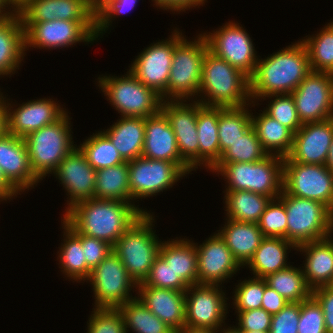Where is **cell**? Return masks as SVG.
Returning a JSON list of instances; mask_svg holds the SVG:
<instances>
[{
	"label": "cell",
	"mask_w": 333,
	"mask_h": 333,
	"mask_svg": "<svg viewBox=\"0 0 333 333\" xmlns=\"http://www.w3.org/2000/svg\"><path fill=\"white\" fill-rule=\"evenodd\" d=\"M198 98L196 101L202 105L212 107L240 108L249 105V77L207 50L202 65Z\"/></svg>",
	"instance_id": "cell-3"
},
{
	"label": "cell",
	"mask_w": 333,
	"mask_h": 333,
	"mask_svg": "<svg viewBox=\"0 0 333 333\" xmlns=\"http://www.w3.org/2000/svg\"><path fill=\"white\" fill-rule=\"evenodd\" d=\"M88 281L93 287L95 308H119L137 297L131 292L133 288L137 289V283L113 251L91 270Z\"/></svg>",
	"instance_id": "cell-10"
},
{
	"label": "cell",
	"mask_w": 333,
	"mask_h": 333,
	"mask_svg": "<svg viewBox=\"0 0 333 333\" xmlns=\"http://www.w3.org/2000/svg\"><path fill=\"white\" fill-rule=\"evenodd\" d=\"M0 169L19 193L41 181L31 168L25 139L9 133L0 137Z\"/></svg>",
	"instance_id": "cell-23"
},
{
	"label": "cell",
	"mask_w": 333,
	"mask_h": 333,
	"mask_svg": "<svg viewBox=\"0 0 333 333\" xmlns=\"http://www.w3.org/2000/svg\"><path fill=\"white\" fill-rule=\"evenodd\" d=\"M153 5L163 10H170L171 12H185L196 6H203L207 0H152Z\"/></svg>",
	"instance_id": "cell-56"
},
{
	"label": "cell",
	"mask_w": 333,
	"mask_h": 333,
	"mask_svg": "<svg viewBox=\"0 0 333 333\" xmlns=\"http://www.w3.org/2000/svg\"><path fill=\"white\" fill-rule=\"evenodd\" d=\"M17 12L23 25L56 19L95 21V10L85 0H29Z\"/></svg>",
	"instance_id": "cell-25"
},
{
	"label": "cell",
	"mask_w": 333,
	"mask_h": 333,
	"mask_svg": "<svg viewBox=\"0 0 333 333\" xmlns=\"http://www.w3.org/2000/svg\"><path fill=\"white\" fill-rule=\"evenodd\" d=\"M102 131L125 161H131L142 156L145 118L121 117L110 128Z\"/></svg>",
	"instance_id": "cell-31"
},
{
	"label": "cell",
	"mask_w": 333,
	"mask_h": 333,
	"mask_svg": "<svg viewBox=\"0 0 333 333\" xmlns=\"http://www.w3.org/2000/svg\"><path fill=\"white\" fill-rule=\"evenodd\" d=\"M82 248L84 250L86 264L91 270L96 267L111 251H113V246L106 241L83 234Z\"/></svg>",
	"instance_id": "cell-53"
},
{
	"label": "cell",
	"mask_w": 333,
	"mask_h": 333,
	"mask_svg": "<svg viewBox=\"0 0 333 333\" xmlns=\"http://www.w3.org/2000/svg\"><path fill=\"white\" fill-rule=\"evenodd\" d=\"M300 302H288L277 314L272 315L269 333H298Z\"/></svg>",
	"instance_id": "cell-51"
},
{
	"label": "cell",
	"mask_w": 333,
	"mask_h": 333,
	"mask_svg": "<svg viewBox=\"0 0 333 333\" xmlns=\"http://www.w3.org/2000/svg\"><path fill=\"white\" fill-rule=\"evenodd\" d=\"M242 333V331H240V330H238L235 326H232V327H230V326H228V328H226L225 327V325H224V328H220L219 330H218V333Z\"/></svg>",
	"instance_id": "cell-63"
},
{
	"label": "cell",
	"mask_w": 333,
	"mask_h": 333,
	"mask_svg": "<svg viewBox=\"0 0 333 333\" xmlns=\"http://www.w3.org/2000/svg\"><path fill=\"white\" fill-rule=\"evenodd\" d=\"M220 286L195 284L186 289L185 326L219 330L226 325L229 299Z\"/></svg>",
	"instance_id": "cell-15"
},
{
	"label": "cell",
	"mask_w": 333,
	"mask_h": 333,
	"mask_svg": "<svg viewBox=\"0 0 333 333\" xmlns=\"http://www.w3.org/2000/svg\"><path fill=\"white\" fill-rule=\"evenodd\" d=\"M333 140V117L304 123L294 134L293 146L284 162L325 165Z\"/></svg>",
	"instance_id": "cell-22"
},
{
	"label": "cell",
	"mask_w": 333,
	"mask_h": 333,
	"mask_svg": "<svg viewBox=\"0 0 333 333\" xmlns=\"http://www.w3.org/2000/svg\"><path fill=\"white\" fill-rule=\"evenodd\" d=\"M195 245L198 284L221 285L242 268L218 233Z\"/></svg>",
	"instance_id": "cell-19"
},
{
	"label": "cell",
	"mask_w": 333,
	"mask_h": 333,
	"mask_svg": "<svg viewBox=\"0 0 333 333\" xmlns=\"http://www.w3.org/2000/svg\"><path fill=\"white\" fill-rule=\"evenodd\" d=\"M278 198L287 214V241L296 247L328 238L333 233V212L323 203L295 197L284 190Z\"/></svg>",
	"instance_id": "cell-7"
},
{
	"label": "cell",
	"mask_w": 333,
	"mask_h": 333,
	"mask_svg": "<svg viewBox=\"0 0 333 333\" xmlns=\"http://www.w3.org/2000/svg\"><path fill=\"white\" fill-rule=\"evenodd\" d=\"M268 155L251 126L239 139L232 143V146L221 154L218 163L258 162Z\"/></svg>",
	"instance_id": "cell-43"
},
{
	"label": "cell",
	"mask_w": 333,
	"mask_h": 333,
	"mask_svg": "<svg viewBox=\"0 0 333 333\" xmlns=\"http://www.w3.org/2000/svg\"><path fill=\"white\" fill-rule=\"evenodd\" d=\"M255 105H259V103L255 104L254 102H251V104L240 108L220 107L218 120L220 158L221 154L232 146V143L239 139L240 136H242L252 126V110H249L248 108Z\"/></svg>",
	"instance_id": "cell-39"
},
{
	"label": "cell",
	"mask_w": 333,
	"mask_h": 333,
	"mask_svg": "<svg viewBox=\"0 0 333 333\" xmlns=\"http://www.w3.org/2000/svg\"><path fill=\"white\" fill-rule=\"evenodd\" d=\"M325 166L333 173V140L330 144Z\"/></svg>",
	"instance_id": "cell-62"
},
{
	"label": "cell",
	"mask_w": 333,
	"mask_h": 333,
	"mask_svg": "<svg viewBox=\"0 0 333 333\" xmlns=\"http://www.w3.org/2000/svg\"><path fill=\"white\" fill-rule=\"evenodd\" d=\"M220 107L202 105L197 101V136L199 167L211 170L220 160L218 120Z\"/></svg>",
	"instance_id": "cell-30"
},
{
	"label": "cell",
	"mask_w": 333,
	"mask_h": 333,
	"mask_svg": "<svg viewBox=\"0 0 333 333\" xmlns=\"http://www.w3.org/2000/svg\"><path fill=\"white\" fill-rule=\"evenodd\" d=\"M225 211L227 219L258 224L261 215L267 205L272 200L269 196H264L250 191H225Z\"/></svg>",
	"instance_id": "cell-36"
},
{
	"label": "cell",
	"mask_w": 333,
	"mask_h": 333,
	"mask_svg": "<svg viewBox=\"0 0 333 333\" xmlns=\"http://www.w3.org/2000/svg\"><path fill=\"white\" fill-rule=\"evenodd\" d=\"M87 333H125L124 318L118 308H93Z\"/></svg>",
	"instance_id": "cell-47"
},
{
	"label": "cell",
	"mask_w": 333,
	"mask_h": 333,
	"mask_svg": "<svg viewBox=\"0 0 333 333\" xmlns=\"http://www.w3.org/2000/svg\"><path fill=\"white\" fill-rule=\"evenodd\" d=\"M304 253L302 266L308 286L314 290L321 286L333 285V239L328 238L304 243L297 247Z\"/></svg>",
	"instance_id": "cell-27"
},
{
	"label": "cell",
	"mask_w": 333,
	"mask_h": 333,
	"mask_svg": "<svg viewBox=\"0 0 333 333\" xmlns=\"http://www.w3.org/2000/svg\"><path fill=\"white\" fill-rule=\"evenodd\" d=\"M25 51L29 47L39 49H61L77 43L96 41L95 21H54L35 22L23 25ZM61 47V48H60Z\"/></svg>",
	"instance_id": "cell-12"
},
{
	"label": "cell",
	"mask_w": 333,
	"mask_h": 333,
	"mask_svg": "<svg viewBox=\"0 0 333 333\" xmlns=\"http://www.w3.org/2000/svg\"><path fill=\"white\" fill-rule=\"evenodd\" d=\"M80 145L77 147L82 151L88 163L95 170L126 162L110 139L102 131L93 133V135L84 140Z\"/></svg>",
	"instance_id": "cell-42"
},
{
	"label": "cell",
	"mask_w": 333,
	"mask_h": 333,
	"mask_svg": "<svg viewBox=\"0 0 333 333\" xmlns=\"http://www.w3.org/2000/svg\"><path fill=\"white\" fill-rule=\"evenodd\" d=\"M14 12L15 11L8 5L6 0H0V19L7 17Z\"/></svg>",
	"instance_id": "cell-60"
},
{
	"label": "cell",
	"mask_w": 333,
	"mask_h": 333,
	"mask_svg": "<svg viewBox=\"0 0 333 333\" xmlns=\"http://www.w3.org/2000/svg\"><path fill=\"white\" fill-rule=\"evenodd\" d=\"M69 120L71 118L66 112L55 123L43 126L24 138L31 168L40 180L52 174L60 162L77 147L72 140V125Z\"/></svg>",
	"instance_id": "cell-6"
},
{
	"label": "cell",
	"mask_w": 333,
	"mask_h": 333,
	"mask_svg": "<svg viewBox=\"0 0 333 333\" xmlns=\"http://www.w3.org/2000/svg\"><path fill=\"white\" fill-rule=\"evenodd\" d=\"M9 101L5 95L7 133L21 138L43 126L55 123L67 112L57 101L46 97L24 102L15 109Z\"/></svg>",
	"instance_id": "cell-20"
},
{
	"label": "cell",
	"mask_w": 333,
	"mask_h": 333,
	"mask_svg": "<svg viewBox=\"0 0 333 333\" xmlns=\"http://www.w3.org/2000/svg\"><path fill=\"white\" fill-rule=\"evenodd\" d=\"M302 124L333 117V74L311 71L291 93Z\"/></svg>",
	"instance_id": "cell-17"
},
{
	"label": "cell",
	"mask_w": 333,
	"mask_h": 333,
	"mask_svg": "<svg viewBox=\"0 0 333 333\" xmlns=\"http://www.w3.org/2000/svg\"><path fill=\"white\" fill-rule=\"evenodd\" d=\"M142 157L176 163L187 175L193 171L180 156L176 136L164 113L145 118V138Z\"/></svg>",
	"instance_id": "cell-24"
},
{
	"label": "cell",
	"mask_w": 333,
	"mask_h": 333,
	"mask_svg": "<svg viewBox=\"0 0 333 333\" xmlns=\"http://www.w3.org/2000/svg\"><path fill=\"white\" fill-rule=\"evenodd\" d=\"M135 291L142 303L176 332L185 326V291L145 286L143 283H139Z\"/></svg>",
	"instance_id": "cell-26"
},
{
	"label": "cell",
	"mask_w": 333,
	"mask_h": 333,
	"mask_svg": "<svg viewBox=\"0 0 333 333\" xmlns=\"http://www.w3.org/2000/svg\"><path fill=\"white\" fill-rule=\"evenodd\" d=\"M217 233L231 250L233 257L244 268L265 238L258 224L240 222L226 218L224 227Z\"/></svg>",
	"instance_id": "cell-29"
},
{
	"label": "cell",
	"mask_w": 333,
	"mask_h": 333,
	"mask_svg": "<svg viewBox=\"0 0 333 333\" xmlns=\"http://www.w3.org/2000/svg\"><path fill=\"white\" fill-rule=\"evenodd\" d=\"M95 198L131 203L128 161L96 170Z\"/></svg>",
	"instance_id": "cell-37"
},
{
	"label": "cell",
	"mask_w": 333,
	"mask_h": 333,
	"mask_svg": "<svg viewBox=\"0 0 333 333\" xmlns=\"http://www.w3.org/2000/svg\"><path fill=\"white\" fill-rule=\"evenodd\" d=\"M153 215L144 213L113 245V252L137 285L148 277L162 242L152 228Z\"/></svg>",
	"instance_id": "cell-5"
},
{
	"label": "cell",
	"mask_w": 333,
	"mask_h": 333,
	"mask_svg": "<svg viewBox=\"0 0 333 333\" xmlns=\"http://www.w3.org/2000/svg\"><path fill=\"white\" fill-rule=\"evenodd\" d=\"M240 331H270L272 315L262 308L249 311H235Z\"/></svg>",
	"instance_id": "cell-52"
},
{
	"label": "cell",
	"mask_w": 333,
	"mask_h": 333,
	"mask_svg": "<svg viewBox=\"0 0 333 333\" xmlns=\"http://www.w3.org/2000/svg\"><path fill=\"white\" fill-rule=\"evenodd\" d=\"M284 158L268 155L258 162L217 163L211 170L226 179L224 191H250L276 199L283 190Z\"/></svg>",
	"instance_id": "cell-4"
},
{
	"label": "cell",
	"mask_w": 333,
	"mask_h": 333,
	"mask_svg": "<svg viewBox=\"0 0 333 333\" xmlns=\"http://www.w3.org/2000/svg\"><path fill=\"white\" fill-rule=\"evenodd\" d=\"M196 38L188 41L184 37L174 47L167 86V101L197 100L202 65L208 45L201 33Z\"/></svg>",
	"instance_id": "cell-9"
},
{
	"label": "cell",
	"mask_w": 333,
	"mask_h": 333,
	"mask_svg": "<svg viewBox=\"0 0 333 333\" xmlns=\"http://www.w3.org/2000/svg\"><path fill=\"white\" fill-rule=\"evenodd\" d=\"M312 71L308 51L300 40L258 59L250 80L251 102L272 94H291Z\"/></svg>",
	"instance_id": "cell-2"
},
{
	"label": "cell",
	"mask_w": 333,
	"mask_h": 333,
	"mask_svg": "<svg viewBox=\"0 0 333 333\" xmlns=\"http://www.w3.org/2000/svg\"><path fill=\"white\" fill-rule=\"evenodd\" d=\"M297 331L298 333H326L322 307L313 296L300 302Z\"/></svg>",
	"instance_id": "cell-50"
},
{
	"label": "cell",
	"mask_w": 333,
	"mask_h": 333,
	"mask_svg": "<svg viewBox=\"0 0 333 333\" xmlns=\"http://www.w3.org/2000/svg\"><path fill=\"white\" fill-rule=\"evenodd\" d=\"M67 192V207L95 198L96 170L88 163L82 151L75 147L52 173Z\"/></svg>",
	"instance_id": "cell-21"
},
{
	"label": "cell",
	"mask_w": 333,
	"mask_h": 333,
	"mask_svg": "<svg viewBox=\"0 0 333 333\" xmlns=\"http://www.w3.org/2000/svg\"><path fill=\"white\" fill-rule=\"evenodd\" d=\"M312 296L322 307L326 333H333V285L312 290Z\"/></svg>",
	"instance_id": "cell-54"
},
{
	"label": "cell",
	"mask_w": 333,
	"mask_h": 333,
	"mask_svg": "<svg viewBox=\"0 0 333 333\" xmlns=\"http://www.w3.org/2000/svg\"><path fill=\"white\" fill-rule=\"evenodd\" d=\"M185 36L177 27L169 39L151 43L135 58L129 71L144 85L167 101L168 79L173 60L174 47Z\"/></svg>",
	"instance_id": "cell-11"
},
{
	"label": "cell",
	"mask_w": 333,
	"mask_h": 333,
	"mask_svg": "<svg viewBox=\"0 0 333 333\" xmlns=\"http://www.w3.org/2000/svg\"><path fill=\"white\" fill-rule=\"evenodd\" d=\"M264 237L284 238L287 240V214L284 203L272 199L258 222Z\"/></svg>",
	"instance_id": "cell-45"
},
{
	"label": "cell",
	"mask_w": 333,
	"mask_h": 333,
	"mask_svg": "<svg viewBox=\"0 0 333 333\" xmlns=\"http://www.w3.org/2000/svg\"><path fill=\"white\" fill-rule=\"evenodd\" d=\"M25 55L22 19L14 12L0 19V78L15 74Z\"/></svg>",
	"instance_id": "cell-28"
},
{
	"label": "cell",
	"mask_w": 333,
	"mask_h": 333,
	"mask_svg": "<svg viewBox=\"0 0 333 333\" xmlns=\"http://www.w3.org/2000/svg\"><path fill=\"white\" fill-rule=\"evenodd\" d=\"M138 0H106L99 8L95 11V29H96V40L100 39L104 33L109 29L112 24L113 18L122 16L131 11L135 7Z\"/></svg>",
	"instance_id": "cell-49"
},
{
	"label": "cell",
	"mask_w": 333,
	"mask_h": 333,
	"mask_svg": "<svg viewBox=\"0 0 333 333\" xmlns=\"http://www.w3.org/2000/svg\"><path fill=\"white\" fill-rule=\"evenodd\" d=\"M95 11L101 6L106 0H85Z\"/></svg>",
	"instance_id": "cell-64"
},
{
	"label": "cell",
	"mask_w": 333,
	"mask_h": 333,
	"mask_svg": "<svg viewBox=\"0 0 333 333\" xmlns=\"http://www.w3.org/2000/svg\"><path fill=\"white\" fill-rule=\"evenodd\" d=\"M288 301L281 296L277 291L267 285L264 279V294L262 298L261 308L269 314H277Z\"/></svg>",
	"instance_id": "cell-55"
},
{
	"label": "cell",
	"mask_w": 333,
	"mask_h": 333,
	"mask_svg": "<svg viewBox=\"0 0 333 333\" xmlns=\"http://www.w3.org/2000/svg\"><path fill=\"white\" fill-rule=\"evenodd\" d=\"M29 0H6L8 5L17 12L21 9Z\"/></svg>",
	"instance_id": "cell-61"
},
{
	"label": "cell",
	"mask_w": 333,
	"mask_h": 333,
	"mask_svg": "<svg viewBox=\"0 0 333 333\" xmlns=\"http://www.w3.org/2000/svg\"><path fill=\"white\" fill-rule=\"evenodd\" d=\"M289 249L297 247L284 238L265 237L245 266L252 271L253 277L265 278L290 266L287 264Z\"/></svg>",
	"instance_id": "cell-33"
},
{
	"label": "cell",
	"mask_w": 333,
	"mask_h": 333,
	"mask_svg": "<svg viewBox=\"0 0 333 333\" xmlns=\"http://www.w3.org/2000/svg\"><path fill=\"white\" fill-rule=\"evenodd\" d=\"M118 309L124 318L125 333L131 330L133 333H176L154 315L138 297L129 300Z\"/></svg>",
	"instance_id": "cell-38"
},
{
	"label": "cell",
	"mask_w": 333,
	"mask_h": 333,
	"mask_svg": "<svg viewBox=\"0 0 333 333\" xmlns=\"http://www.w3.org/2000/svg\"><path fill=\"white\" fill-rule=\"evenodd\" d=\"M237 21L226 22L211 32H204L208 50L241 70L249 78L254 74L258 62L253 40Z\"/></svg>",
	"instance_id": "cell-13"
},
{
	"label": "cell",
	"mask_w": 333,
	"mask_h": 333,
	"mask_svg": "<svg viewBox=\"0 0 333 333\" xmlns=\"http://www.w3.org/2000/svg\"><path fill=\"white\" fill-rule=\"evenodd\" d=\"M258 115L252 112V127L269 155L287 157L293 146L294 133L272 118L264 110Z\"/></svg>",
	"instance_id": "cell-34"
},
{
	"label": "cell",
	"mask_w": 333,
	"mask_h": 333,
	"mask_svg": "<svg viewBox=\"0 0 333 333\" xmlns=\"http://www.w3.org/2000/svg\"><path fill=\"white\" fill-rule=\"evenodd\" d=\"M131 203L172 188L186 173L174 162L138 157L128 161ZM133 201V202H132Z\"/></svg>",
	"instance_id": "cell-16"
},
{
	"label": "cell",
	"mask_w": 333,
	"mask_h": 333,
	"mask_svg": "<svg viewBox=\"0 0 333 333\" xmlns=\"http://www.w3.org/2000/svg\"><path fill=\"white\" fill-rule=\"evenodd\" d=\"M4 177L1 169H0V202L7 201L17 195H21Z\"/></svg>",
	"instance_id": "cell-57"
},
{
	"label": "cell",
	"mask_w": 333,
	"mask_h": 333,
	"mask_svg": "<svg viewBox=\"0 0 333 333\" xmlns=\"http://www.w3.org/2000/svg\"><path fill=\"white\" fill-rule=\"evenodd\" d=\"M144 213L147 211L130 202L92 198L73 205L61 220L75 232L113 246Z\"/></svg>",
	"instance_id": "cell-1"
},
{
	"label": "cell",
	"mask_w": 333,
	"mask_h": 333,
	"mask_svg": "<svg viewBox=\"0 0 333 333\" xmlns=\"http://www.w3.org/2000/svg\"><path fill=\"white\" fill-rule=\"evenodd\" d=\"M159 255L188 287L198 284L195 242H191L185 237L184 239L177 237L176 240H163L159 248Z\"/></svg>",
	"instance_id": "cell-32"
},
{
	"label": "cell",
	"mask_w": 333,
	"mask_h": 333,
	"mask_svg": "<svg viewBox=\"0 0 333 333\" xmlns=\"http://www.w3.org/2000/svg\"><path fill=\"white\" fill-rule=\"evenodd\" d=\"M63 243L57 251L61 272L70 280L76 282H86L89 278L91 269L86 264L84 250L82 248V234L75 232L63 220Z\"/></svg>",
	"instance_id": "cell-35"
},
{
	"label": "cell",
	"mask_w": 333,
	"mask_h": 333,
	"mask_svg": "<svg viewBox=\"0 0 333 333\" xmlns=\"http://www.w3.org/2000/svg\"><path fill=\"white\" fill-rule=\"evenodd\" d=\"M266 98L271 101L264 111L295 134L303 124L299 120L292 95L272 94L262 97L260 101Z\"/></svg>",
	"instance_id": "cell-44"
},
{
	"label": "cell",
	"mask_w": 333,
	"mask_h": 333,
	"mask_svg": "<svg viewBox=\"0 0 333 333\" xmlns=\"http://www.w3.org/2000/svg\"><path fill=\"white\" fill-rule=\"evenodd\" d=\"M234 289L232 303L235 311H249L261 308L264 294V278L253 277L240 281Z\"/></svg>",
	"instance_id": "cell-46"
},
{
	"label": "cell",
	"mask_w": 333,
	"mask_h": 333,
	"mask_svg": "<svg viewBox=\"0 0 333 333\" xmlns=\"http://www.w3.org/2000/svg\"><path fill=\"white\" fill-rule=\"evenodd\" d=\"M242 333H269V331H242Z\"/></svg>",
	"instance_id": "cell-65"
},
{
	"label": "cell",
	"mask_w": 333,
	"mask_h": 333,
	"mask_svg": "<svg viewBox=\"0 0 333 333\" xmlns=\"http://www.w3.org/2000/svg\"><path fill=\"white\" fill-rule=\"evenodd\" d=\"M99 89L121 117L147 118L161 110L162 98L129 70L122 76L100 75Z\"/></svg>",
	"instance_id": "cell-8"
},
{
	"label": "cell",
	"mask_w": 333,
	"mask_h": 333,
	"mask_svg": "<svg viewBox=\"0 0 333 333\" xmlns=\"http://www.w3.org/2000/svg\"><path fill=\"white\" fill-rule=\"evenodd\" d=\"M162 101L161 111L167 117L176 136L180 156L194 171L199 166L197 136V101ZM188 103V104H187Z\"/></svg>",
	"instance_id": "cell-18"
},
{
	"label": "cell",
	"mask_w": 333,
	"mask_h": 333,
	"mask_svg": "<svg viewBox=\"0 0 333 333\" xmlns=\"http://www.w3.org/2000/svg\"><path fill=\"white\" fill-rule=\"evenodd\" d=\"M7 133V109L5 97L0 90V137Z\"/></svg>",
	"instance_id": "cell-58"
},
{
	"label": "cell",
	"mask_w": 333,
	"mask_h": 333,
	"mask_svg": "<svg viewBox=\"0 0 333 333\" xmlns=\"http://www.w3.org/2000/svg\"><path fill=\"white\" fill-rule=\"evenodd\" d=\"M265 281L268 286L277 291L288 302H301L312 296V289L306 282L301 267H289L267 275Z\"/></svg>",
	"instance_id": "cell-40"
},
{
	"label": "cell",
	"mask_w": 333,
	"mask_h": 333,
	"mask_svg": "<svg viewBox=\"0 0 333 333\" xmlns=\"http://www.w3.org/2000/svg\"><path fill=\"white\" fill-rule=\"evenodd\" d=\"M319 31L300 40L308 51L312 71L333 74V21Z\"/></svg>",
	"instance_id": "cell-41"
},
{
	"label": "cell",
	"mask_w": 333,
	"mask_h": 333,
	"mask_svg": "<svg viewBox=\"0 0 333 333\" xmlns=\"http://www.w3.org/2000/svg\"><path fill=\"white\" fill-rule=\"evenodd\" d=\"M143 284L145 286L177 291H186L188 288L182 279L178 275H175L170 265L160 255L155 258L150 273Z\"/></svg>",
	"instance_id": "cell-48"
},
{
	"label": "cell",
	"mask_w": 333,
	"mask_h": 333,
	"mask_svg": "<svg viewBox=\"0 0 333 333\" xmlns=\"http://www.w3.org/2000/svg\"><path fill=\"white\" fill-rule=\"evenodd\" d=\"M176 333H218V330L184 326L181 330L177 331Z\"/></svg>",
	"instance_id": "cell-59"
},
{
	"label": "cell",
	"mask_w": 333,
	"mask_h": 333,
	"mask_svg": "<svg viewBox=\"0 0 333 333\" xmlns=\"http://www.w3.org/2000/svg\"><path fill=\"white\" fill-rule=\"evenodd\" d=\"M283 190L323 203L333 212V173L325 165L284 162Z\"/></svg>",
	"instance_id": "cell-14"
}]
</instances>
